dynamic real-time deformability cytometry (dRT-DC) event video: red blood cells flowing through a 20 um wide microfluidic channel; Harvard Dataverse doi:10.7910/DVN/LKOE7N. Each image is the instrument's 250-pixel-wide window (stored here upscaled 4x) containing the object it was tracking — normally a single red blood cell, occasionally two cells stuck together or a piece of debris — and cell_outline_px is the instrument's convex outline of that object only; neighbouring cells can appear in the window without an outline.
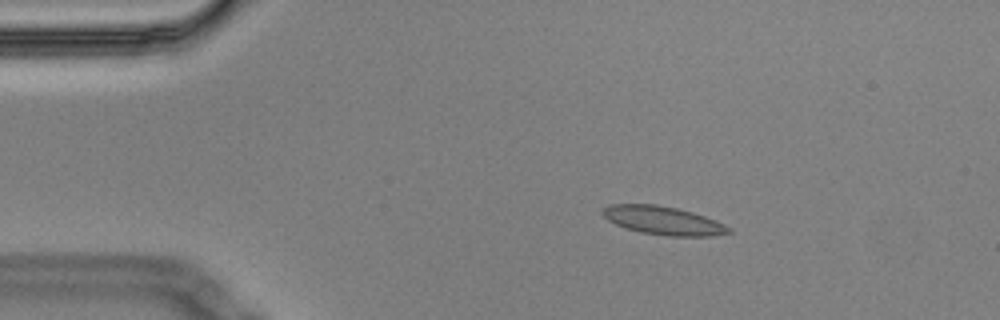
{"species": "Egyptian fruit bat (a non-hibernating species)", "species_latin": "Rousettus aegyptiacus", "temperature_condition": "cold", "stored_images_in_passage": 4, "camera_frame_rate_fps": 3000, "um_per_image_px": 0.085, "animal": {"sex": "male"}, "frame": {"image": 1, "passage_image": 2, "time_ms": 0.333, "image_size_px": [1000, 320], "cell_outline_px": [[732, 232], [712, 236], [668, 236], [640, 232], [624, 228], [608, 220], [600, 212], [608, 204], [656, 204], [676, 208], [692, 212], [704, 216], [724, 224], [732, 228]], "centroid_in_image_um": [56.35, 18.74], "position_along_channel_um": 28.6, "area_um2": 20.92}}
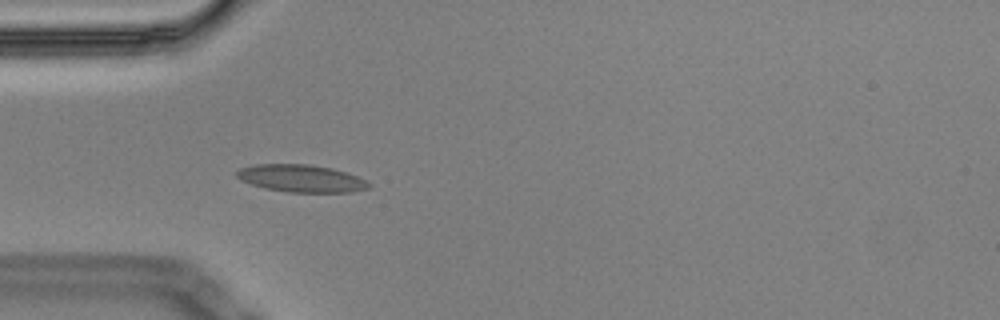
{"frame": {"image": 2, "passage_image": 4, "time_ms": 1.0, "image_size_px": [1000, 320], "cell_outline_px": [[372, 188], [352, 192], [288, 192], [264, 188], [240, 180], [236, 176], [236, 172], [240, 168], [256, 164], [308, 164], [332, 168], [348, 172], [368, 180], [372, 184]], "centroid_in_image_um": [25.67, 15.16], "position_along_channel_um": 59.3, "area_um2": 21.39}}